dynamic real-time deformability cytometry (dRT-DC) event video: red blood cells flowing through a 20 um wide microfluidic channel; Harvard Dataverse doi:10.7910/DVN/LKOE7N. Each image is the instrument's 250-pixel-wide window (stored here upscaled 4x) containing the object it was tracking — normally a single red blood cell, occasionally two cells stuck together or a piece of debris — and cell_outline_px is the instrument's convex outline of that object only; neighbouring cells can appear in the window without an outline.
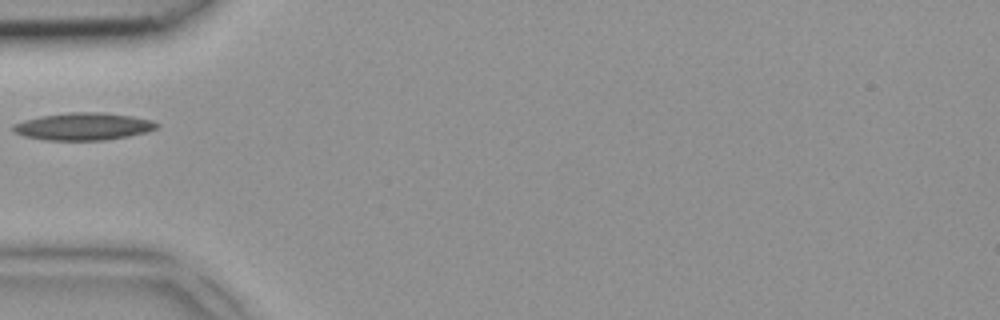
{"species": "common noctule bat (a hibernating species)", "species_latin": "Nyctalus noctula", "temperature_condition": "room temperature", "stored_images_in_passage": 1, "camera_frame_rate_fps": 3000, "um_per_image_px": 0.085, "animal": {"sex": "female", "body_mass_g": 18.4}, "frame": {"image": 1, "passage_image": 1, "time_ms": 0.0, "image_size_px": [1000, 320], "cell_outline_px": [[160, 124], [156, 128], [144, 132], [128, 136], [104, 140], [44, 140], [24, 136], [12, 132], [12, 124], [24, 120], [40, 116], [68, 112], [100, 112], [132, 116], [152, 120]], "centroid_in_image_um": [7.03, 10.74], "position_along_channel_um": 78.0, "area_um2": 22.95}}